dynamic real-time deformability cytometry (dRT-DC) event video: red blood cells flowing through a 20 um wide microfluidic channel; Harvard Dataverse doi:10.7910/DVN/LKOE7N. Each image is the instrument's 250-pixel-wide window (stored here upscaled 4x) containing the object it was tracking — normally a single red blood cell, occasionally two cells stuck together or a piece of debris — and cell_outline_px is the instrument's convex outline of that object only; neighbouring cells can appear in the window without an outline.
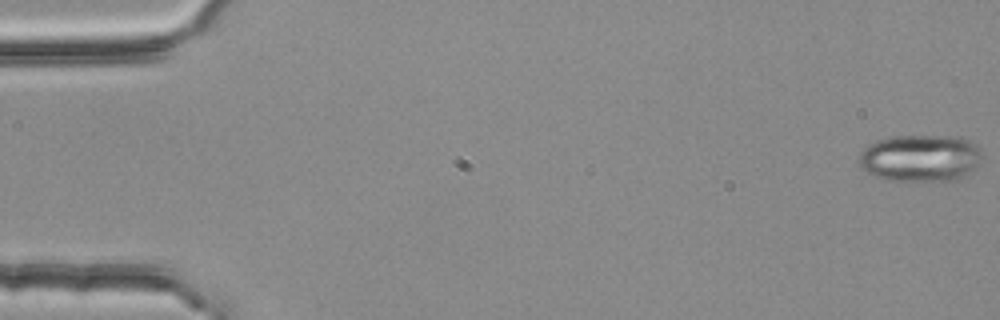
{"species": "common noctule bat (a hibernating species)", "species_latin": "Nyctalus noctula", "temperature_condition": "room temperature", "stored_images_in_passage": 55, "camera_frame_rate_fps": 3000, "um_per_image_px": 0.085, "animal": {"sex": "female", "body_mass_g": 25.1}, "frame": {"image": 1, "passage_image": 1, "time_ms": 0.0, "image_size_px": [1000, 320], "cell_outline_px": [[984, 160], [976, 168], [964, 176], [956, 180], [880, 180], [868, 172], [856, 160], [860, 152], [868, 144], [876, 140], [888, 136], [960, 136], [976, 144], [980, 148]], "centroid_in_image_um": [78.25, 13.42], "position_along_channel_um": 6.8, "area_um2": 34.33}}
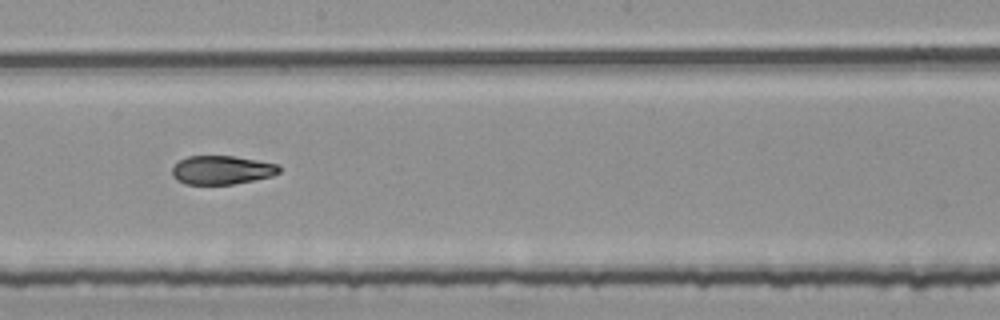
{"frame": {"image": 2, "passage_image": 31, "time_ms": 10.0, "image_size_px": [1000, 320], "cell_outline_px": [[280, 172], [272, 176], [232, 184], [184, 184], [176, 180], [172, 176], [172, 168], [180, 160], [188, 156], [232, 156], [280, 164]], "centroid_in_image_um": [18.85, 14.45], "position_along_channel_um": 229.4, "area_um2": 17.86}}
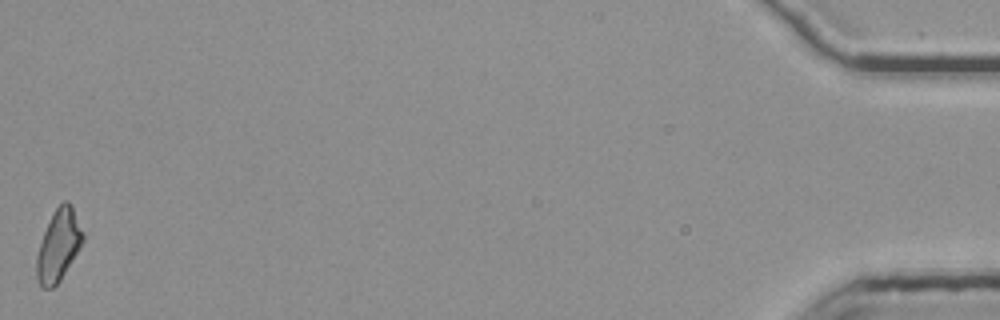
{"frame": {"image": 3, "passage_image": 55, "time_ms": 18.0, "image_size_px": [1000, 320], "cell_outline_px": [[84, 240], [80, 248], [60, 280], [52, 288], [44, 288], [36, 280], [36, 256], [44, 232], [56, 208], [64, 200], [68, 200], [72, 204], [84, 232]], "centroid_in_image_um": [4.99, 20.84], "position_along_channel_um": 430.2, "area_um2": 19.19}, "authors_computed_cell_mechanics": {"area_um2": 19.2474, "velocity_mm_per_s": 3.7689, "shape_relaxation_time_tau1_ms": 10.6447, "shape_relaxation_time_tau2_ms": 1.3535, "deformation_change_tau1": 0.2766, "deformation_change_tau2": 0.0769}}